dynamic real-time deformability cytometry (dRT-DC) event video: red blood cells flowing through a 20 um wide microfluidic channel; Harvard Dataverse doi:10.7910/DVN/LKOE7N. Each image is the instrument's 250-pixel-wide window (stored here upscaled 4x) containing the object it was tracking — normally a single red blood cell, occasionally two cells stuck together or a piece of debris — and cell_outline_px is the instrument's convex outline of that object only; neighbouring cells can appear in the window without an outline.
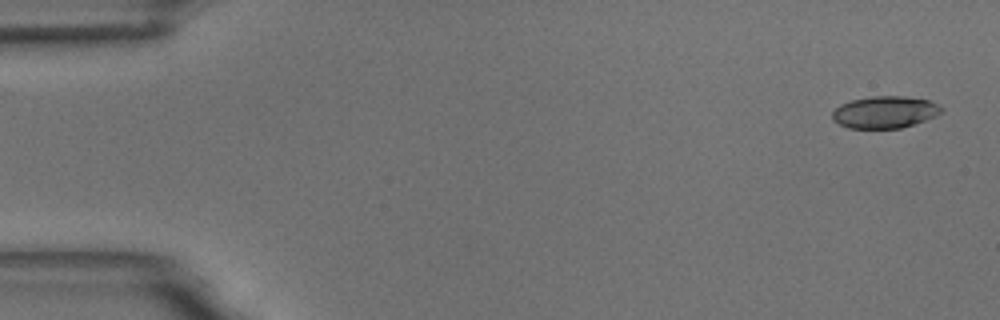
{"species": "common noctule bat (a hibernating species)", "species_latin": "Nyctalus noctula", "temperature_condition": "room temperature", "stored_images_in_passage": 55, "camera_frame_rate_fps": 3000, "um_per_image_px": 0.085, "animal": {"sex": "male", "body_mass_g": 18.8}, "frame": {"image": 1, "passage_image": 1, "time_ms": 0.0, "image_size_px": [1000, 320], "cell_outline_px": [[944, 108], [936, 116], [900, 128], [848, 128], [832, 120], [832, 112], [840, 104], [852, 100], [872, 96], [904, 96], [928, 100]], "centroid_in_image_um": [75.18, 9.53], "position_along_channel_um": 9.8, "area_um2": 20.17}}
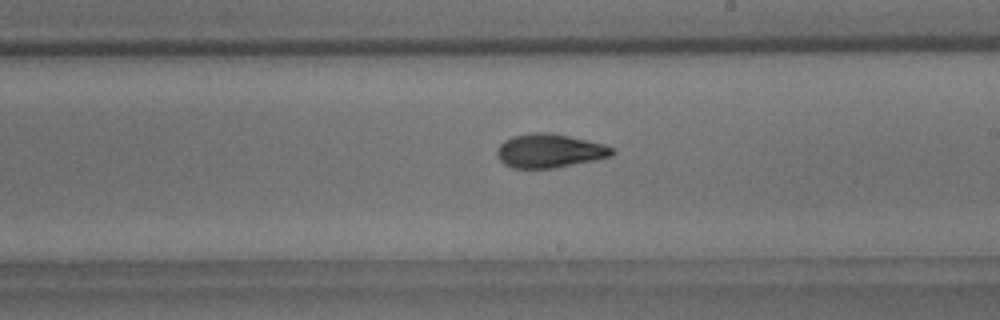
{"frame": {"image": 2, "passage_image": 31, "time_ms": 10.0, "image_size_px": [1000, 320], "cell_outline_px": [[616, 152], [612, 156], [596, 160], [556, 168], [512, 168], [504, 164], [500, 160], [496, 152], [496, 148], [504, 140], [512, 136], [532, 132], [548, 132], [568, 136], [604, 144], [612, 148]], "centroid_in_image_um": [46.7, 12.82], "position_along_channel_um": 242.3, "area_um2": 22.83}}
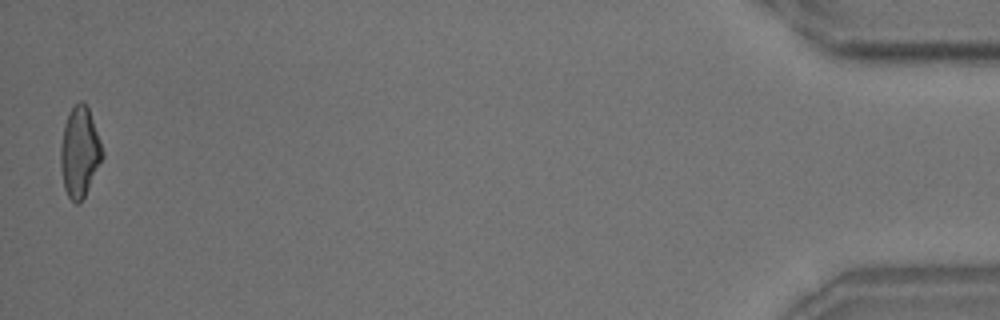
{"frame": {"image": 3, "passage_image": 54, "time_ms": 17.667, "image_size_px": [1000, 320], "cell_outline_px": [[104, 156], [80, 204], [76, 204], [68, 196], [64, 188], [60, 164], [60, 148], [64, 124], [72, 108], [80, 100], [88, 108], [100, 140], [104, 152]], "centroid_in_image_um": [6.76, 12.95], "position_along_channel_um": 428.4, "area_um2": 21.68}, "authors_computed_cell_mechanics": {"area_um2": 21.8484, "velocity_mm_per_s": 3.6231, "shape_relaxation_time_tau1_ms": 8.0166, "shape_relaxation_time_tau2_ms": 2.2241, "deformation_change_tau1": 0.2157, "deformation_change_tau2": 0.0882}}